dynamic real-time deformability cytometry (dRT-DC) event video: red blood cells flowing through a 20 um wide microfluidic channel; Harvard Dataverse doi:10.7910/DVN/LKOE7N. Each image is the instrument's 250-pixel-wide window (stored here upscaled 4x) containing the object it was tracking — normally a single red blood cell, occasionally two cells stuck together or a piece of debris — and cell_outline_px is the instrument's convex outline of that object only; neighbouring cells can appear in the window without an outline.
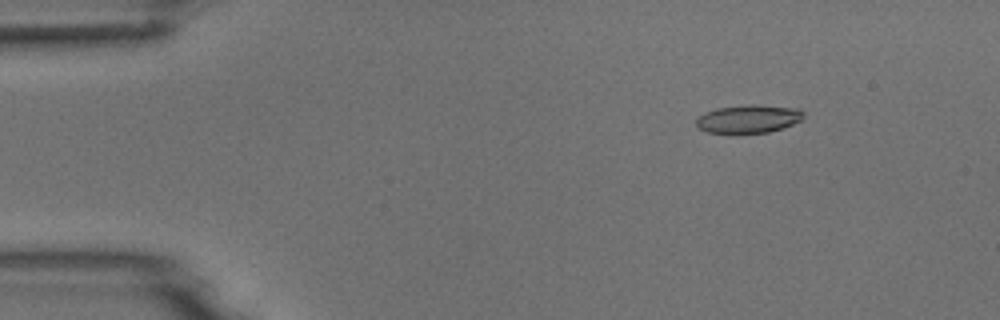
{"species": "common noctule bat (a hibernating species)", "species_latin": "Nyctalus noctula", "temperature_condition": "room temperature", "stored_images_in_passage": 3, "camera_frame_rate_fps": 3000, "um_per_image_px": 0.085, "animal": {"sex": "male", "body_mass_g": 18.8}, "frame": {"image": 1, "passage_image": 1, "time_ms": 0.0, "image_size_px": [1000, 320], "cell_outline_px": [[804, 116], [800, 120], [784, 128], [768, 132], [732, 136], [708, 132], [700, 128], [696, 124], [696, 116], [704, 112], [716, 108], [752, 104], [756, 104], [800, 108], [804, 112]], "centroid_in_image_um": [63.59, 10.13], "position_along_channel_um": 21.4, "area_um2": 18.44}}